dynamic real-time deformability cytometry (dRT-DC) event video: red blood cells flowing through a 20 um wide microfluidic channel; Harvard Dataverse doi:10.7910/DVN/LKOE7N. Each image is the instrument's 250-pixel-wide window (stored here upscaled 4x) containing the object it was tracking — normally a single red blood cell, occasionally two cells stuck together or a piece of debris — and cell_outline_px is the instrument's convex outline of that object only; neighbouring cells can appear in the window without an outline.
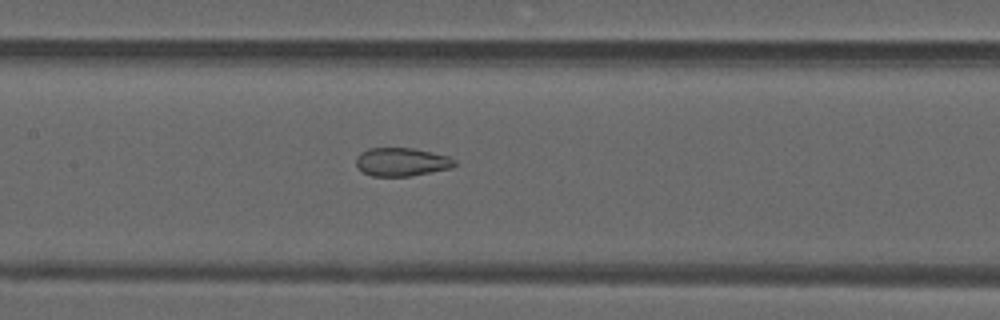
{"species": "common noctule bat (a hibernating species)", "species_latin": "Nyctalus noctula", "temperature_condition": "warm", "stored_images_in_passage": 49, "camera_frame_rate_fps": 3000, "um_per_image_px": 0.085, "animal": {"sex": "male", "forearm_length_mm": 52.5}, "frame": {"image": 1, "passage_image": 24, "time_ms": 7.667, "image_size_px": [1000, 320], "cell_outline_px": [[456, 164], [452, 168], [412, 176], [372, 176], [360, 172], [356, 164], [356, 156], [360, 152], [368, 148], [412, 148], [448, 156], [456, 160]], "centroid_in_image_um": [34.11, 13.77], "position_along_channel_um": 173.3, "area_um2": 16.47}}
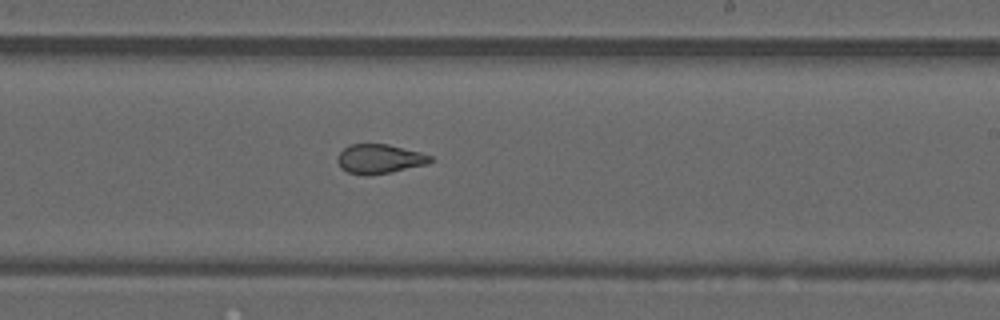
{"frame": {"image": 2, "passage_image": 30, "time_ms": 9.667, "image_size_px": [1000, 320], "cell_outline_px": [[432, 160], [428, 164], [388, 172], [364, 176], [348, 172], [340, 168], [336, 160], [340, 152], [348, 144], [388, 144], [420, 152], [432, 156]], "centroid_in_image_um": [32.22, 13.5], "position_along_channel_um": 256.8, "area_um2": 15.84}}
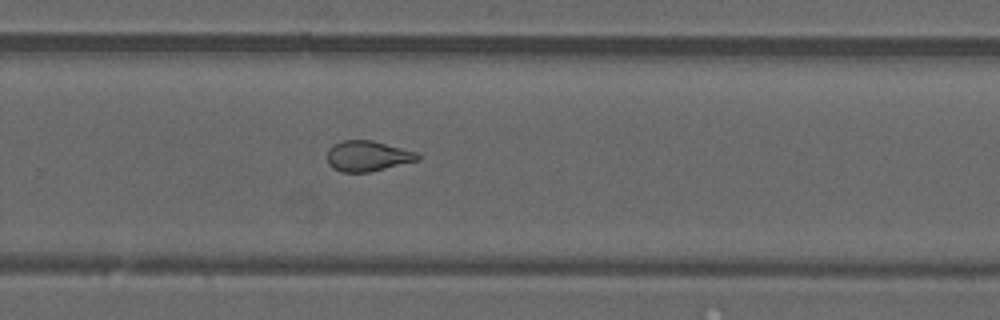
{"frame": {"image": 3, "passage_image": 33, "time_ms": 10.667, "image_size_px": [1000, 320], "cell_outline_px": [[420, 160], [368, 172], [340, 172], [332, 168], [328, 164], [328, 148], [332, 144], [344, 140], [372, 140], [416, 152], [420, 156]], "centroid_in_image_um": [31.22, 13.26], "position_along_channel_um": 298.6, "area_um2": 16.07}, "authors_computed_cell_mechanics": {"area_um2": 19.363, "velocity_mm_per_s": 4.1999, "shape_relaxation_time_tau1_ms": null, "shape_relaxation_time_tau2_ms": 1.2733, "deformation_change_tau1": null, "deformation_change_tau2": 0.0774}}